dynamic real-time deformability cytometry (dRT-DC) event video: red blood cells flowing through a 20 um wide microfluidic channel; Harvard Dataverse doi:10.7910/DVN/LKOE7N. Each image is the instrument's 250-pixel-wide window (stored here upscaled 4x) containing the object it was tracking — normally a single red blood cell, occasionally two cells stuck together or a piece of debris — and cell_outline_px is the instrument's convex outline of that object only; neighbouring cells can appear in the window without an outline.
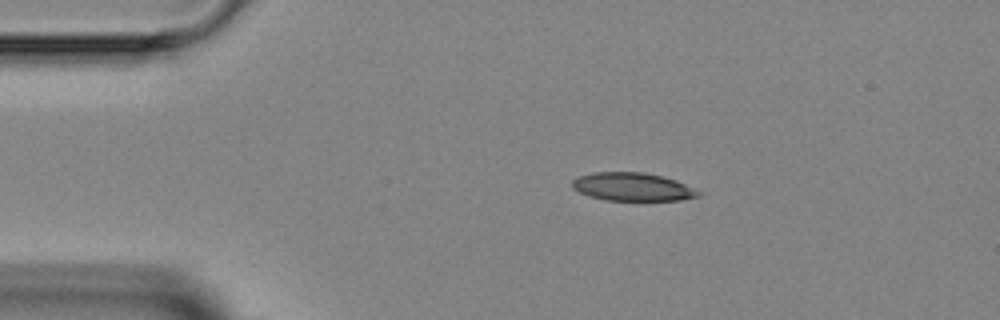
{"species": "Egyptian fruit bat (a non-hibernating species)", "species_latin": "Rousettus aegyptiacus", "temperature_condition": "room temperature", "stored_images_in_passage": 4, "camera_frame_rate_fps": 3000, "um_per_image_px": 0.085, "animal": {"sex": "female"}, "frame": {"image": 1, "passage_image": 2, "time_ms": 1.0, "image_size_px": [1000, 320], "cell_outline_px": [[704, 192], [700, 196], [680, 200], [604, 200], [588, 196], [572, 188], [572, 180], [580, 176], [592, 172], [644, 172], [676, 180]], "centroid_in_image_um": [53.78, 15.88], "position_along_channel_um": 31.2, "area_um2": 20.81}}